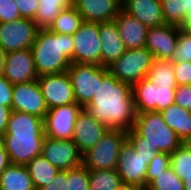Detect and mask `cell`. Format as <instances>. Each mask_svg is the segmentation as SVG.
Masks as SVG:
<instances>
[{
    "label": "cell",
    "mask_w": 191,
    "mask_h": 190,
    "mask_svg": "<svg viewBox=\"0 0 191 190\" xmlns=\"http://www.w3.org/2000/svg\"><path fill=\"white\" fill-rule=\"evenodd\" d=\"M99 22L84 21L72 35L74 41L73 63L101 65V39Z\"/></svg>",
    "instance_id": "obj_10"
},
{
    "label": "cell",
    "mask_w": 191,
    "mask_h": 190,
    "mask_svg": "<svg viewBox=\"0 0 191 190\" xmlns=\"http://www.w3.org/2000/svg\"><path fill=\"white\" fill-rule=\"evenodd\" d=\"M179 38V27L169 24L150 27L147 32L145 47L155 59L171 60Z\"/></svg>",
    "instance_id": "obj_15"
},
{
    "label": "cell",
    "mask_w": 191,
    "mask_h": 190,
    "mask_svg": "<svg viewBox=\"0 0 191 190\" xmlns=\"http://www.w3.org/2000/svg\"><path fill=\"white\" fill-rule=\"evenodd\" d=\"M38 30L37 24L29 18L0 23V46L6 53L31 49Z\"/></svg>",
    "instance_id": "obj_9"
},
{
    "label": "cell",
    "mask_w": 191,
    "mask_h": 190,
    "mask_svg": "<svg viewBox=\"0 0 191 190\" xmlns=\"http://www.w3.org/2000/svg\"><path fill=\"white\" fill-rule=\"evenodd\" d=\"M189 0H161L164 23L182 27Z\"/></svg>",
    "instance_id": "obj_30"
},
{
    "label": "cell",
    "mask_w": 191,
    "mask_h": 190,
    "mask_svg": "<svg viewBox=\"0 0 191 190\" xmlns=\"http://www.w3.org/2000/svg\"><path fill=\"white\" fill-rule=\"evenodd\" d=\"M109 130V127L98 122L84 108L79 112L74 125L73 139L79 151L84 154Z\"/></svg>",
    "instance_id": "obj_17"
},
{
    "label": "cell",
    "mask_w": 191,
    "mask_h": 190,
    "mask_svg": "<svg viewBox=\"0 0 191 190\" xmlns=\"http://www.w3.org/2000/svg\"><path fill=\"white\" fill-rule=\"evenodd\" d=\"M45 137L43 118L12 110L0 140L10 163L26 166L33 157L41 155Z\"/></svg>",
    "instance_id": "obj_2"
},
{
    "label": "cell",
    "mask_w": 191,
    "mask_h": 190,
    "mask_svg": "<svg viewBox=\"0 0 191 190\" xmlns=\"http://www.w3.org/2000/svg\"><path fill=\"white\" fill-rule=\"evenodd\" d=\"M173 63L191 62V31L179 27L178 43L171 59Z\"/></svg>",
    "instance_id": "obj_33"
},
{
    "label": "cell",
    "mask_w": 191,
    "mask_h": 190,
    "mask_svg": "<svg viewBox=\"0 0 191 190\" xmlns=\"http://www.w3.org/2000/svg\"><path fill=\"white\" fill-rule=\"evenodd\" d=\"M127 139V131L110 129L82 155V164L88 170L116 169L120 148Z\"/></svg>",
    "instance_id": "obj_5"
},
{
    "label": "cell",
    "mask_w": 191,
    "mask_h": 190,
    "mask_svg": "<svg viewBox=\"0 0 191 190\" xmlns=\"http://www.w3.org/2000/svg\"><path fill=\"white\" fill-rule=\"evenodd\" d=\"M177 85L191 84V62L173 63Z\"/></svg>",
    "instance_id": "obj_39"
},
{
    "label": "cell",
    "mask_w": 191,
    "mask_h": 190,
    "mask_svg": "<svg viewBox=\"0 0 191 190\" xmlns=\"http://www.w3.org/2000/svg\"><path fill=\"white\" fill-rule=\"evenodd\" d=\"M73 49L72 35L39 29L31 47L37 75L67 71L73 63Z\"/></svg>",
    "instance_id": "obj_3"
},
{
    "label": "cell",
    "mask_w": 191,
    "mask_h": 190,
    "mask_svg": "<svg viewBox=\"0 0 191 190\" xmlns=\"http://www.w3.org/2000/svg\"><path fill=\"white\" fill-rule=\"evenodd\" d=\"M176 88H164L156 89V112H160L168 106L175 103Z\"/></svg>",
    "instance_id": "obj_38"
},
{
    "label": "cell",
    "mask_w": 191,
    "mask_h": 190,
    "mask_svg": "<svg viewBox=\"0 0 191 190\" xmlns=\"http://www.w3.org/2000/svg\"><path fill=\"white\" fill-rule=\"evenodd\" d=\"M166 125L174 130L178 138L183 141L191 135V111L172 104L160 111Z\"/></svg>",
    "instance_id": "obj_22"
},
{
    "label": "cell",
    "mask_w": 191,
    "mask_h": 190,
    "mask_svg": "<svg viewBox=\"0 0 191 190\" xmlns=\"http://www.w3.org/2000/svg\"><path fill=\"white\" fill-rule=\"evenodd\" d=\"M183 185L184 190H191V174L184 175Z\"/></svg>",
    "instance_id": "obj_49"
},
{
    "label": "cell",
    "mask_w": 191,
    "mask_h": 190,
    "mask_svg": "<svg viewBox=\"0 0 191 190\" xmlns=\"http://www.w3.org/2000/svg\"><path fill=\"white\" fill-rule=\"evenodd\" d=\"M6 52L0 46V75L4 73Z\"/></svg>",
    "instance_id": "obj_47"
},
{
    "label": "cell",
    "mask_w": 191,
    "mask_h": 190,
    "mask_svg": "<svg viewBox=\"0 0 191 190\" xmlns=\"http://www.w3.org/2000/svg\"><path fill=\"white\" fill-rule=\"evenodd\" d=\"M37 82L48 109L76 103L74 89L67 71L40 75Z\"/></svg>",
    "instance_id": "obj_12"
},
{
    "label": "cell",
    "mask_w": 191,
    "mask_h": 190,
    "mask_svg": "<svg viewBox=\"0 0 191 190\" xmlns=\"http://www.w3.org/2000/svg\"><path fill=\"white\" fill-rule=\"evenodd\" d=\"M71 79L76 103L82 108L89 104L102 81V66L87 63H71L67 70Z\"/></svg>",
    "instance_id": "obj_8"
},
{
    "label": "cell",
    "mask_w": 191,
    "mask_h": 190,
    "mask_svg": "<svg viewBox=\"0 0 191 190\" xmlns=\"http://www.w3.org/2000/svg\"><path fill=\"white\" fill-rule=\"evenodd\" d=\"M85 111L110 129L131 130L136 119L132 85L119 81L102 66V81Z\"/></svg>",
    "instance_id": "obj_1"
},
{
    "label": "cell",
    "mask_w": 191,
    "mask_h": 190,
    "mask_svg": "<svg viewBox=\"0 0 191 190\" xmlns=\"http://www.w3.org/2000/svg\"><path fill=\"white\" fill-rule=\"evenodd\" d=\"M171 166L170 154L159 152L148 164L146 172V187Z\"/></svg>",
    "instance_id": "obj_35"
},
{
    "label": "cell",
    "mask_w": 191,
    "mask_h": 190,
    "mask_svg": "<svg viewBox=\"0 0 191 190\" xmlns=\"http://www.w3.org/2000/svg\"><path fill=\"white\" fill-rule=\"evenodd\" d=\"M122 9L148 28L165 24L161 0H122Z\"/></svg>",
    "instance_id": "obj_20"
},
{
    "label": "cell",
    "mask_w": 191,
    "mask_h": 190,
    "mask_svg": "<svg viewBox=\"0 0 191 190\" xmlns=\"http://www.w3.org/2000/svg\"><path fill=\"white\" fill-rule=\"evenodd\" d=\"M88 175L90 190H115L123 185L116 169L88 170Z\"/></svg>",
    "instance_id": "obj_29"
},
{
    "label": "cell",
    "mask_w": 191,
    "mask_h": 190,
    "mask_svg": "<svg viewBox=\"0 0 191 190\" xmlns=\"http://www.w3.org/2000/svg\"><path fill=\"white\" fill-rule=\"evenodd\" d=\"M150 158L137 154L132 144L126 139L120 148L116 171L122 179V183L146 189V172Z\"/></svg>",
    "instance_id": "obj_7"
},
{
    "label": "cell",
    "mask_w": 191,
    "mask_h": 190,
    "mask_svg": "<svg viewBox=\"0 0 191 190\" xmlns=\"http://www.w3.org/2000/svg\"><path fill=\"white\" fill-rule=\"evenodd\" d=\"M170 162L173 171L182 181L184 175L191 174V153L182 146L170 154Z\"/></svg>",
    "instance_id": "obj_32"
},
{
    "label": "cell",
    "mask_w": 191,
    "mask_h": 190,
    "mask_svg": "<svg viewBox=\"0 0 191 190\" xmlns=\"http://www.w3.org/2000/svg\"><path fill=\"white\" fill-rule=\"evenodd\" d=\"M127 139L130 141L137 154L145 158H150V162L159 153L153 152V147L147 143L146 138L141 137L133 128L127 131Z\"/></svg>",
    "instance_id": "obj_36"
},
{
    "label": "cell",
    "mask_w": 191,
    "mask_h": 190,
    "mask_svg": "<svg viewBox=\"0 0 191 190\" xmlns=\"http://www.w3.org/2000/svg\"><path fill=\"white\" fill-rule=\"evenodd\" d=\"M154 60L153 53L145 46L126 49L120 58L108 66V70L119 81L133 85L147 77Z\"/></svg>",
    "instance_id": "obj_6"
},
{
    "label": "cell",
    "mask_w": 191,
    "mask_h": 190,
    "mask_svg": "<svg viewBox=\"0 0 191 190\" xmlns=\"http://www.w3.org/2000/svg\"><path fill=\"white\" fill-rule=\"evenodd\" d=\"M10 160L3 142L0 140V174L10 165Z\"/></svg>",
    "instance_id": "obj_45"
},
{
    "label": "cell",
    "mask_w": 191,
    "mask_h": 190,
    "mask_svg": "<svg viewBox=\"0 0 191 190\" xmlns=\"http://www.w3.org/2000/svg\"><path fill=\"white\" fill-rule=\"evenodd\" d=\"M13 84L3 74L0 75V105L12 109Z\"/></svg>",
    "instance_id": "obj_41"
},
{
    "label": "cell",
    "mask_w": 191,
    "mask_h": 190,
    "mask_svg": "<svg viewBox=\"0 0 191 190\" xmlns=\"http://www.w3.org/2000/svg\"><path fill=\"white\" fill-rule=\"evenodd\" d=\"M120 38L126 49L144 47L147 40L148 27L123 9L114 19Z\"/></svg>",
    "instance_id": "obj_19"
},
{
    "label": "cell",
    "mask_w": 191,
    "mask_h": 190,
    "mask_svg": "<svg viewBox=\"0 0 191 190\" xmlns=\"http://www.w3.org/2000/svg\"><path fill=\"white\" fill-rule=\"evenodd\" d=\"M74 7L86 22H107L120 13L122 0H74Z\"/></svg>",
    "instance_id": "obj_18"
},
{
    "label": "cell",
    "mask_w": 191,
    "mask_h": 190,
    "mask_svg": "<svg viewBox=\"0 0 191 190\" xmlns=\"http://www.w3.org/2000/svg\"><path fill=\"white\" fill-rule=\"evenodd\" d=\"M115 190H140V189L137 188V187H134V186L123 184V185H121L119 188H117Z\"/></svg>",
    "instance_id": "obj_50"
},
{
    "label": "cell",
    "mask_w": 191,
    "mask_h": 190,
    "mask_svg": "<svg viewBox=\"0 0 191 190\" xmlns=\"http://www.w3.org/2000/svg\"><path fill=\"white\" fill-rule=\"evenodd\" d=\"M41 155L59 170L82 165V153L72 140H55L45 137Z\"/></svg>",
    "instance_id": "obj_13"
},
{
    "label": "cell",
    "mask_w": 191,
    "mask_h": 190,
    "mask_svg": "<svg viewBox=\"0 0 191 190\" xmlns=\"http://www.w3.org/2000/svg\"><path fill=\"white\" fill-rule=\"evenodd\" d=\"M16 3L21 18L35 19L39 0H14Z\"/></svg>",
    "instance_id": "obj_40"
},
{
    "label": "cell",
    "mask_w": 191,
    "mask_h": 190,
    "mask_svg": "<svg viewBox=\"0 0 191 190\" xmlns=\"http://www.w3.org/2000/svg\"><path fill=\"white\" fill-rule=\"evenodd\" d=\"M0 190H35L27 167L10 164L0 174Z\"/></svg>",
    "instance_id": "obj_23"
},
{
    "label": "cell",
    "mask_w": 191,
    "mask_h": 190,
    "mask_svg": "<svg viewBox=\"0 0 191 190\" xmlns=\"http://www.w3.org/2000/svg\"><path fill=\"white\" fill-rule=\"evenodd\" d=\"M3 76L11 84L37 80L38 75L31 49L6 53Z\"/></svg>",
    "instance_id": "obj_16"
},
{
    "label": "cell",
    "mask_w": 191,
    "mask_h": 190,
    "mask_svg": "<svg viewBox=\"0 0 191 190\" xmlns=\"http://www.w3.org/2000/svg\"><path fill=\"white\" fill-rule=\"evenodd\" d=\"M67 190H90L88 169L82 164L67 170Z\"/></svg>",
    "instance_id": "obj_34"
},
{
    "label": "cell",
    "mask_w": 191,
    "mask_h": 190,
    "mask_svg": "<svg viewBox=\"0 0 191 190\" xmlns=\"http://www.w3.org/2000/svg\"><path fill=\"white\" fill-rule=\"evenodd\" d=\"M35 190H40L55 178L59 169L49 163L42 155L35 156L26 165Z\"/></svg>",
    "instance_id": "obj_26"
},
{
    "label": "cell",
    "mask_w": 191,
    "mask_h": 190,
    "mask_svg": "<svg viewBox=\"0 0 191 190\" xmlns=\"http://www.w3.org/2000/svg\"><path fill=\"white\" fill-rule=\"evenodd\" d=\"M175 104L191 110V86L179 85L176 87Z\"/></svg>",
    "instance_id": "obj_42"
},
{
    "label": "cell",
    "mask_w": 191,
    "mask_h": 190,
    "mask_svg": "<svg viewBox=\"0 0 191 190\" xmlns=\"http://www.w3.org/2000/svg\"><path fill=\"white\" fill-rule=\"evenodd\" d=\"M156 89L158 87L147 78L132 85L136 113L156 112Z\"/></svg>",
    "instance_id": "obj_24"
},
{
    "label": "cell",
    "mask_w": 191,
    "mask_h": 190,
    "mask_svg": "<svg viewBox=\"0 0 191 190\" xmlns=\"http://www.w3.org/2000/svg\"><path fill=\"white\" fill-rule=\"evenodd\" d=\"M11 111V108L0 105V138L6 133Z\"/></svg>",
    "instance_id": "obj_44"
},
{
    "label": "cell",
    "mask_w": 191,
    "mask_h": 190,
    "mask_svg": "<svg viewBox=\"0 0 191 190\" xmlns=\"http://www.w3.org/2000/svg\"><path fill=\"white\" fill-rule=\"evenodd\" d=\"M21 18L14 0H0V23L13 22Z\"/></svg>",
    "instance_id": "obj_37"
},
{
    "label": "cell",
    "mask_w": 191,
    "mask_h": 190,
    "mask_svg": "<svg viewBox=\"0 0 191 190\" xmlns=\"http://www.w3.org/2000/svg\"><path fill=\"white\" fill-rule=\"evenodd\" d=\"M181 28L191 31V0H189L188 12L184 18L183 26Z\"/></svg>",
    "instance_id": "obj_46"
},
{
    "label": "cell",
    "mask_w": 191,
    "mask_h": 190,
    "mask_svg": "<svg viewBox=\"0 0 191 190\" xmlns=\"http://www.w3.org/2000/svg\"><path fill=\"white\" fill-rule=\"evenodd\" d=\"M145 190H184V185L170 166L164 173H160Z\"/></svg>",
    "instance_id": "obj_31"
},
{
    "label": "cell",
    "mask_w": 191,
    "mask_h": 190,
    "mask_svg": "<svg viewBox=\"0 0 191 190\" xmlns=\"http://www.w3.org/2000/svg\"><path fill=\"white\" fill-rule=\"evenodd\" d=\"M67 182V170H59L55 178L40 190H67Z\"/></svg>",
    "instance_id": "obj_43"
},
{
    "label": "cell",
    "mask_w": 191,
    "mask_h": 190,
    "mask_svg": "<svg viewBox=\"0 0 191 190\" xmlns=\"http://www.w3.org/2000/svg\"><path fill=\"white\" fill-rule=\"evenodd\" d=\"M133 129L146 138L153 152L171 154L182 143L176 132L166 125L160 112L137 113Z\"/></svg>",
    "instance_id": "obj_4"
},
{
    "label": "cell",
    "mask_w": 191,
    "mask_h": 190,
    "mask_svg": "<svg viewBox=\"0 0 191 190\" xmlns=\"http://www.w3.org/2000/svg\"><path fill=\"white\" fill-rule=\"evenodd\" d=\"M71 6H74V0H39L34 22L38 29H50L59 13Z\"/></svg>",
    "instance_id": "obj_25"
},
{
    "label": "cell",
    "mask_w": 191,
    "mask_h": 190,
    "mask_svg": "<svg viewBox=\"0 0 191 190\" xmlns=\"http://www.w3.org/2000/svg\"><path fill=\"white\" fill-rule=\"evenodd\" d=\"M83 22V17L74 6H71L59 13L50 30L57 34L73 35Z\"/></svg>",
    "instance_id": "obj_28"
},
{
    "label": "cell",
    "mask_w": 191,
    "mask_h": 190,
    "mask_svg": "<svg viewBox=\"0 0 191 190\" xmlns=\"http://www.w3.org/2000/svg\"><path fill=\"white\" fill-rule=\"evenodd\" d=\"M146 78L159 88H176L178 86L171 60L155 59Z\"/></svg>",
    "instance_id": "obj_27"
},
{
    "label": "cell",
    "mask_w": 191,
    "mask_h": 190,
    "mask_svg": "<svg viewBox=\"0 0 191 190\" xmlns=\"http://www.w3.org/2000/svg\"><path fill=\"white\" fill-rule=\"evenodd\" d=\"M81 110L78 103L49 109L43 119L45 135L55 140H72L74 125Z\"/></svg>",
    "instance_id": "obj_11"
},
{
    "label": "cell",
    "mask_w": 191,
    "mask_h": 190,
    "mask_svg": "<svg viewBox=\"0 0 191 190\" xmlns=\"http://www.w3.org/2000/svg\"><path fill=\"white\" fill-rule=\"evenodd\" d=\"M181 146L191 153V135L182 141Z\"/></svg>",
    "instance_id": "obj_48"
},
{
    "label": "cell",
    "mask_w": 191,
    "mask_h": 190,
    "mask_svg": "<svg viewBox=\"0 0 191 190\" xmlns=\"http://www.w3.org/2000/svg\"><path fill=\"white\" fill-rule=\"evenodd\" d=\"M99 38L101 39V66L108 67L126 51L114 20L100 22Z\"/></svg>",
    "instance_id": "obj_21"
},
{
    "label": "cell",
    "mask_w": 191,
    "mask_h": 190,
    "mask_svg": "<svg viewBox=\"0 0 191 190\" xmlns=\"http://www.w3.org/2000/svg\"><path fill=\"white\" fill-rule=\"evenodd\" d=\"M12 110L45 118L49 109L37 80L13 84Z\"/></svg>",
    "instance_id": "obj_14"
}]
</instances>
